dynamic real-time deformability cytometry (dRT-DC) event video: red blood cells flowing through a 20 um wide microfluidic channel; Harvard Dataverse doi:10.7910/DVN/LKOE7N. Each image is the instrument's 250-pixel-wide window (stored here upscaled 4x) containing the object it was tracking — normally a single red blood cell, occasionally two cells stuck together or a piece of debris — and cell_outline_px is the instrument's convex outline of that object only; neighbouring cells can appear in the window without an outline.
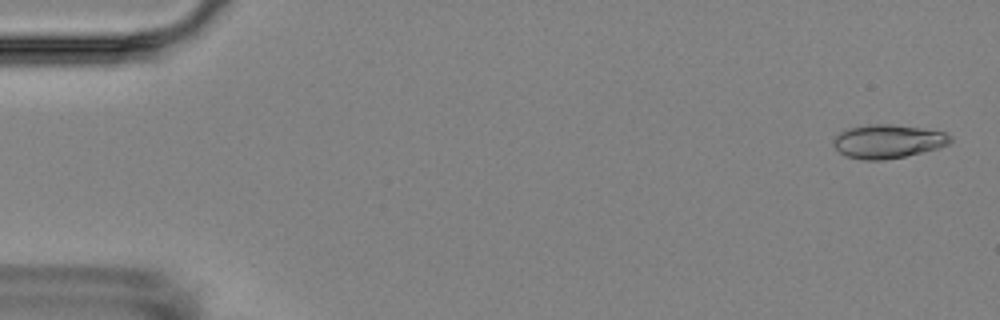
{"species": "Egyptian fruit bat (a non-hibernating species)", "species_latin": "Rousettus aegyptiacus", "temperature_condition": "room temperature", "stored_images_in_passage": 5, "camera_frame_rate_fps": 3000, "um_per_image_px": 0.085, "animal": {"sex": "female"}, "frame": {"image": 1, "passage_image": 1, "time_ms": 0.0, "image_size_px": [1000, 320], "cell_outline_px": [[952, 140], [948, 144], [936, 148], [904, 156], [884, 160], [860, 160], [848, 156], [840, 152], [832, 144], [832, 140], [840, 132], [848, 128], [868, 124], [888, 124], [920, 128], [944, 132], [952, 136]], "centroid_in_image_um": [75.43, 12.01], "position_along_channel_um": 9.6, "area_um2": 22.72}}